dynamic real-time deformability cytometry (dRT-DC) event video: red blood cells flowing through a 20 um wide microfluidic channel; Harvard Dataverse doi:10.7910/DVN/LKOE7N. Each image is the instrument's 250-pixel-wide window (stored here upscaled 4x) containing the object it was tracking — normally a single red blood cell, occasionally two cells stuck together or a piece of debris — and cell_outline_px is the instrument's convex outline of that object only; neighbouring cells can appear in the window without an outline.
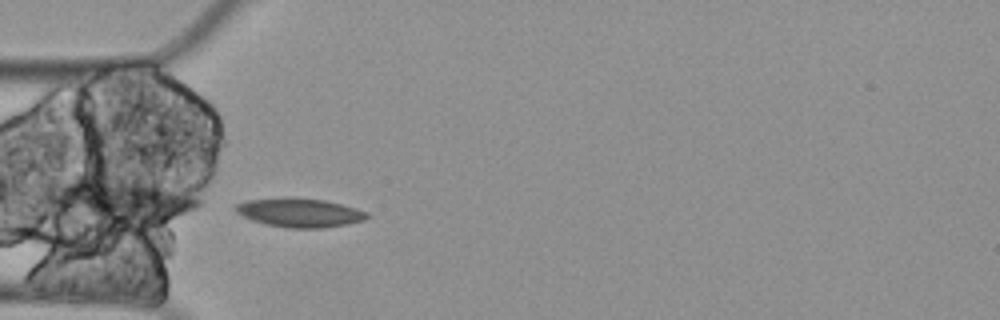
{"species": "Egyptian fruit bat (a non-hibernating species)", "species_latin": "Rousettus aegyptiacus", "temperature_condition": "cold", "stored_images_in_passage": 7, "camera_frame_rate_fps": 3000, "um_per_image_px": 0.085, "animal": {"sex": "female"}, "frame": {"image": 1, "passage_image": 5, "time_ms": 1.333, "image_size_px": [1000, 320], "cell_outline_px": [[368, 216], [364, 220], [348, 224], [324, 228], [288, 228], [264, 224], [252, 220], [236, 212], [232, 208], [236, 204], [248, 200], [324, 200], [356, 208], [368, 212]], "centroid_in_image_um": [25.49, 18.13], "position_along_channel_um": 59.5, "area_um2": 21.27}}
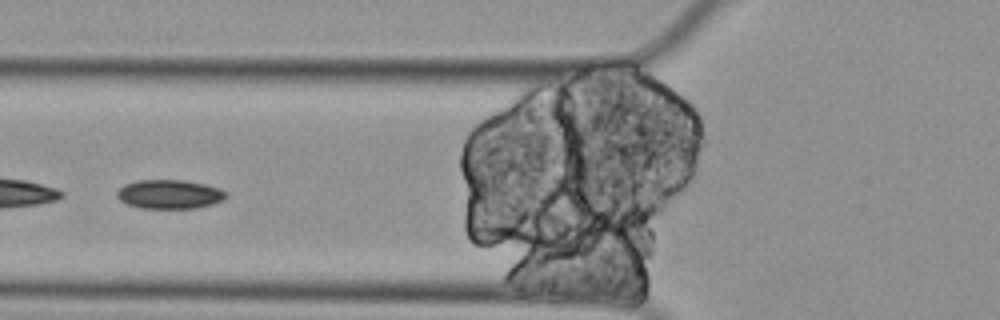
{"frame": {"image": 2, "passage_image": 6, "time_ms": 1.667, "image_size_px": [1000, 320], "cell_outline_px": [[228, 196], [212, 204], [196, 208], [140, 208], [128, 204], [120, 200], [116, 196], [116, 192], [124, 184], [136, 180], [184, 180], [204, 184], [220, 188], [228, 192]], "centroid_in_image_um": [14.4, 16.5], "position_along_channel_um": 111.4, "area_um2": 18.5}}
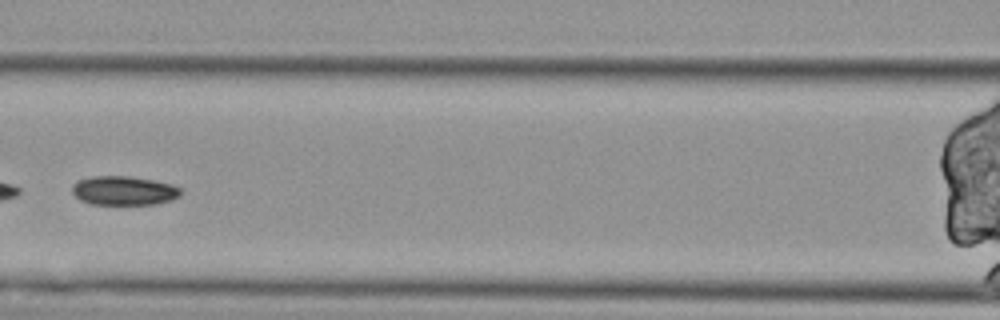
{"frame": {"image": 3, "passage_image": 7, "time_ms": 2.0, "image_size_px": [1000, 320], "cell_outline_px": [[180, 196], [172, 200], [156, 204], [92, 204], [80, 200], [72, 192], [72, 184], [80, 180], [92, 176], [128, 176], [152, 180], [168, 184], [180, 188]], "centroid_in_image_um": [10.51, 16.21], "position_along_channel_um": 156.1, "area_um2": 18.21}}